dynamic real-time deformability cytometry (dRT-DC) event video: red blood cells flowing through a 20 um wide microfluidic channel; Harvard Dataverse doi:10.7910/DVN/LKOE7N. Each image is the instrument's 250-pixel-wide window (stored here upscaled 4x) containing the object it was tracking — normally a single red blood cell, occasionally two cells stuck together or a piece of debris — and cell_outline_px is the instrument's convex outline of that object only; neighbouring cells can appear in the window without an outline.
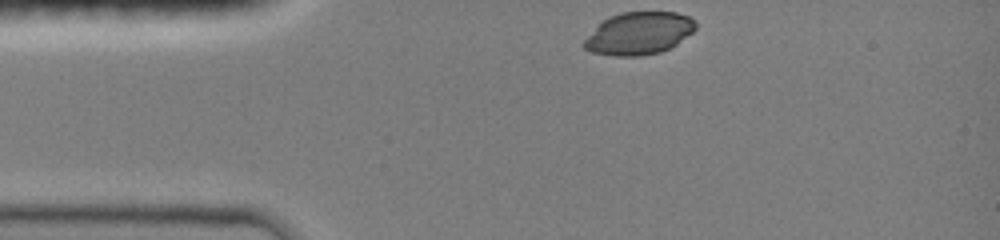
{"species": "common noctule bat (a hibernating species)", "species_latin": "Nyctalus noctula", "temperature_condition": "room temperature", "stored_images_in_passage": 33, "camera_frame_rate_fps": 3000, "um_per_image_px": 0.085, "animal": {"sex": "female", "body_mass_g": 19.0, "forearm_length_mm": 51.5}, "frame": {"image": 1, "passage_image": 1, "time_ms": 0.0, "image_size_px": [1000, 240], "cell_outline_px": [[696, 28], [692, 32], [676, 44], [660, 52], [640, 56], [616, 56], [592, 52], [584, 48], [584, 40], [608, 16], [620, 12], [676, 12], [688, 16], [696, 20]], "centroid_in_image_um": [54.33, 2.83], "position_along_channel_um": 30.7, "area_um2": 27.4}}
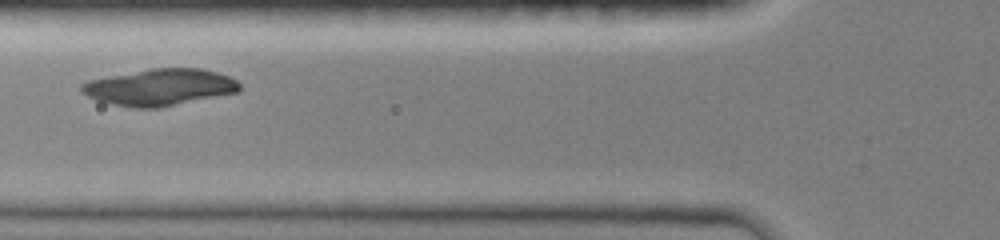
{"frame": {"image": 2, "passage_image": 10, "time_ms": 3.0, "image_size_px": [1000, 240], "cell_outline_px": [[240, 88], [236, 92], [160, 108], [132, 108], [112, 104], [96, 100], [80, 92], [80, 84], [88, 80], [152, 68], [200, 68], [216, 72], [228, 76], [236, 80], [240, 84]], "centroid_in_image_um": [13.53, 7.42], "position_along_channel_um": 112.3, "area_um2": 33.64}}
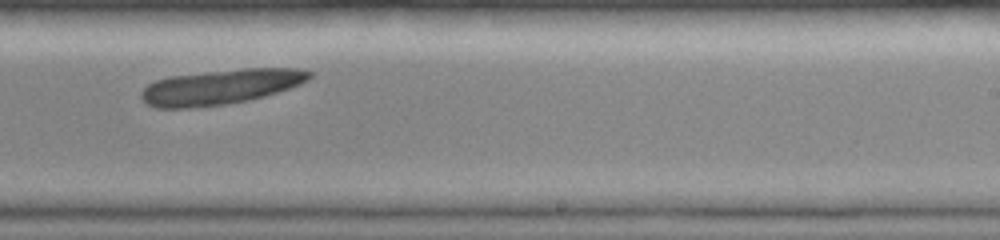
{"frame": {"image": 3, "passage_image": 22, "time_ms": 7.0, "image_size_px": [1000, 240], "cell_outline_px": [[312, 76], [308, 80], [300, 84], [264, 96], [248, 100], [228, 104], [188, 108], [156, 108], [148, 104], [140, 96], [140, 92], [148, 84], [156, 80], [168, 76], [244, 68], [300, 68], [312, 72]], "centroid_in_image_um": [18.75, 7.38], "position_along_channel_um": 270.3, "area_um2": 34.28}}